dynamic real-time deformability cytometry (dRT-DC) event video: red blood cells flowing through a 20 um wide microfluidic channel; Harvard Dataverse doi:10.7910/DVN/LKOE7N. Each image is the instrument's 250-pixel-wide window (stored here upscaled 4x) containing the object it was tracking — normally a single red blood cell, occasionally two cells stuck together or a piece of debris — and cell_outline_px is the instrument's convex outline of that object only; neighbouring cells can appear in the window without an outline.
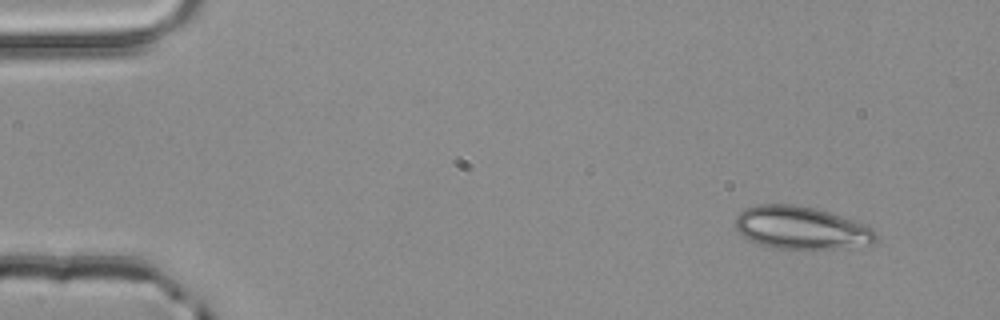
{"species": "common noctule bat (a hibernating species)", "species_latin": "Nyctalus noctula", "temperature_condition": "room temperature", "stored_images_in_passage": 3, "camera_frame_rate_fps": 3000, "um_per_image_px": 0.085, "animal": {"sex": "male", "body_mass_g": 20.4}, "frame": {"image": 1, "passage_image": 1, "time_ms": 0.0, "image_size_px": [1000, 320], "cell_outline_px": [[876, 240], [872, 244], [844, 248], [772, 248], [748, 240], [736, 228], [736, 216], [744, 208], [756, 204], [796, 204], [816, 208], [864, 224], [872, 228], [876, 232]], "centroid_in_image_um": [68.08, 19.35], "position_along_channel_um": 16.9, "area_um2": 34.91}}